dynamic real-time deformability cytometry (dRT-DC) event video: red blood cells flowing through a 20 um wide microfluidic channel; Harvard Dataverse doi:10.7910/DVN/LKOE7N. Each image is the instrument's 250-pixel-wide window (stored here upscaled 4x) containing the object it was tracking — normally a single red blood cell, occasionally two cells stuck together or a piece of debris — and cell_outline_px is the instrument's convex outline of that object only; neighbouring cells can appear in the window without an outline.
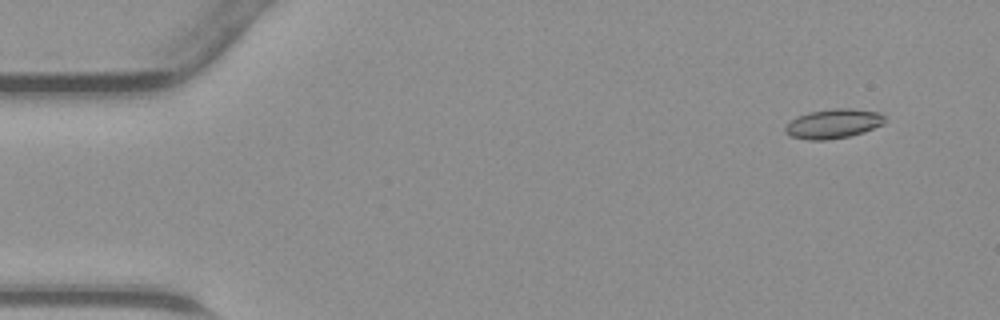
{"species": "common noctule bat (a hibernating species)", "species_latin": "Nyctalus noctula", "temperature_condition": "warm", "stored_images_in_passage": 43, "camera_frame_rate_fps": 3000, "um_per_image_px": 0.085, "animal": {"sex": "male", "body_mass_g": 23.1, "forearm_length_mm": 52.7}, "frame": {"image": 1, "passage_image": 1, "time_ms": 0.0, "image_size_px": [1000, 320], "cell_outline_px": [[884, 124], [864, 132], [848, 136], [824, 140], [808, 140], [792, 136], [784, 132], [784, 128], [796, 116], [808, 112], [832, 108], [852, 108], [880, 112], [884, 116]], "centroid_in_image_um": [70.84, 10.5], "position_along_channel_um": 14.2, "area_um2": 17.11}}
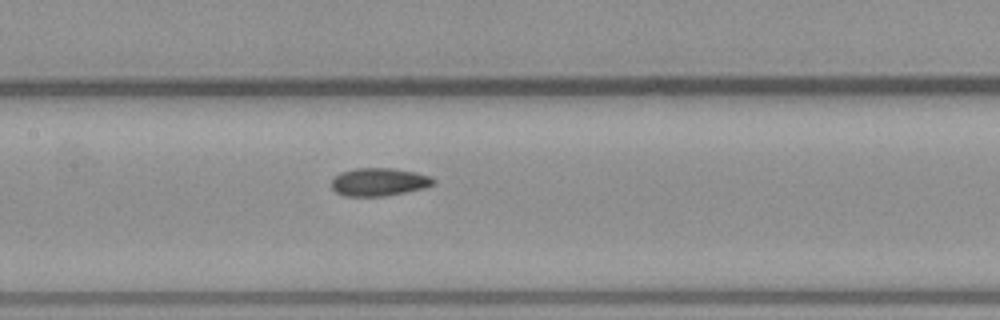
{"frame": {"image": 2, "passage_image": 19, "time_ms": 6.0, "image_size_px": [1000, 320], "cell_outline_px": [[436, 184], [424, 188], [384, 196], [344, 196], [336, 192], [332, 188], [332, 180], [340, 172], [356, 168], [392, 168], [416, 172], [432, 176], [436, 180]], "centroid_in_image_um": [32.25, 15.46], "position_along_channel_um": 175.2, "area_um2": 16.7}}
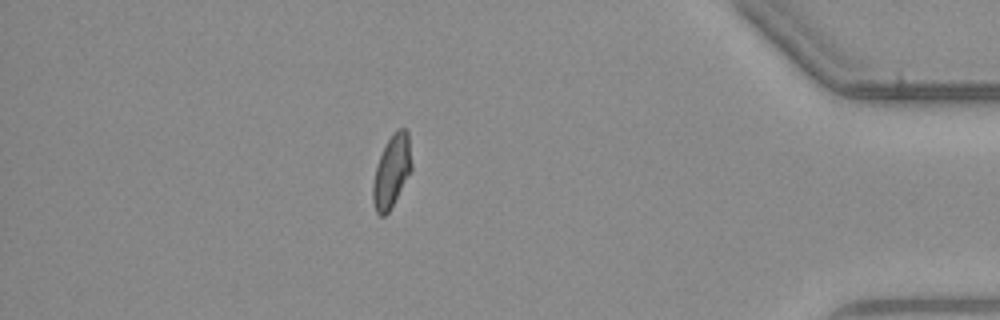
{"frame": {"image": 3, "passage_image": 37, "time_ms": 12.0, "image_size_px": [1000, 320], "cell_outline_px": [[412, 168], [388, 212], [384, 216], [380, 216], [376, 212], [372, 200], [372, 184], [376, 164], [388, 140], [400, 128], [404, 128], [408, 132], [412, 164]], "centroid_in_image_um": [33.27, 14.58], "position_along_channel_um": 401.9, "area_um2": 15.95}}